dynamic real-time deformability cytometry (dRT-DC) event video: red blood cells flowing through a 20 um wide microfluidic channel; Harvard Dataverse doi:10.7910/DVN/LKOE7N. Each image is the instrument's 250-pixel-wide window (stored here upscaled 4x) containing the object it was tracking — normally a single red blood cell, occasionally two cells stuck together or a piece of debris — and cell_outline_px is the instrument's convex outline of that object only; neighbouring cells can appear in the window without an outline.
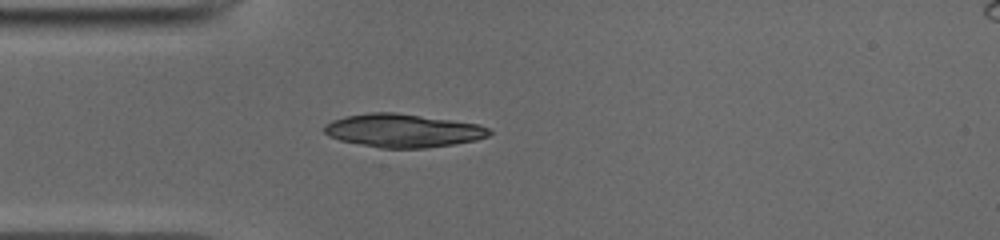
{"species": "common noctule bat (a hibernating species)", "species_latin": "Nyctalus noctula", "temperature_condition": "cold", "stored_images_in_passage": 37, "camera_frame_rate_fps": 3000, "um_per_image_px": 0.085, "animal": {"sex": "male", "body_mass_g": 19.0, "forearm_length_mm": 50.8}, "frame": {"image": 1, "passage_image": 1, "time_ms": 0.0, "image_size_px": [1000, 240], "cell_outline_px": [[492, 132], [488, 136], [476, 140], [452, 144], [424, 148], [380, 148], [340, 140], [328, 136], [324, 132], [324, 124], [332, 120], [344, 116], [372, 112], [396, 112], [480, 124], [488, 128]], "centroid_in_image_um": [34.23, 11.09], "position_along_channel_um": 50.8, "area_um2": 32.08}}
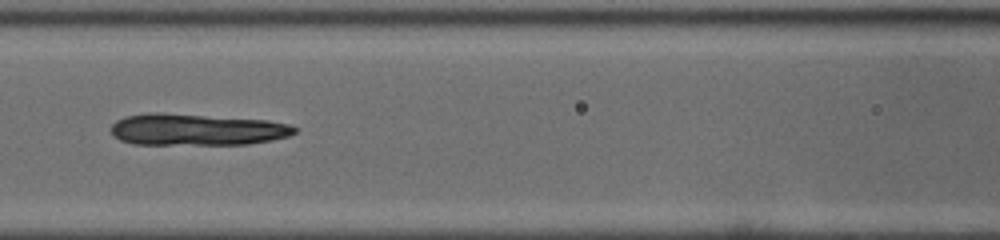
{"frame": {"image": 2, "passage_image": 9, "time_ms": 2.667, "image_size_px": [1000, 240], "cell_outline_px": [[300, 128], [296, 132], [288, 136], [272, 140], [248, 144], [132, 144], [120, 140], [112, 136], [112, 124], [116, 120], [128, 116], [204, 116], [268, 120], [288, 124]], "centroid_in_image_um": [16.83, 11.07], "position_along_channel_um": 149.8, "area_um2": 32.48}}
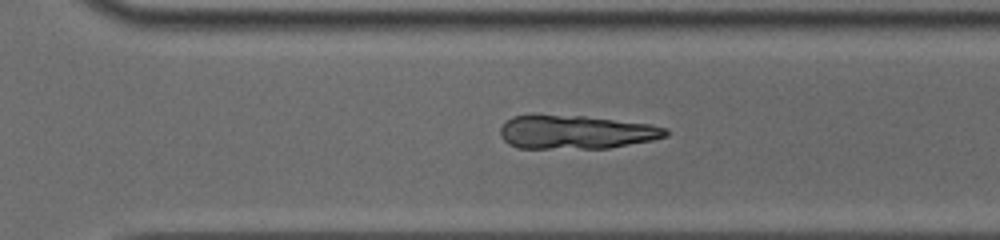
{"frame": {"image": 3, "passage_image": 22, "time_ms": 7.0, "image_size_px": [1000, 240], "cell_outline_px": [[668, 136], [652, 140], [608, 148], [516, 148], [508, 144], [500, 136], [500, 128], [512, 116], [584, 116], [652, 124], [668, 128]], "centroid_in_image_um": [48.99, 11.24], "position_along_channel_um": 321.6, "area_um2": 32.19}}